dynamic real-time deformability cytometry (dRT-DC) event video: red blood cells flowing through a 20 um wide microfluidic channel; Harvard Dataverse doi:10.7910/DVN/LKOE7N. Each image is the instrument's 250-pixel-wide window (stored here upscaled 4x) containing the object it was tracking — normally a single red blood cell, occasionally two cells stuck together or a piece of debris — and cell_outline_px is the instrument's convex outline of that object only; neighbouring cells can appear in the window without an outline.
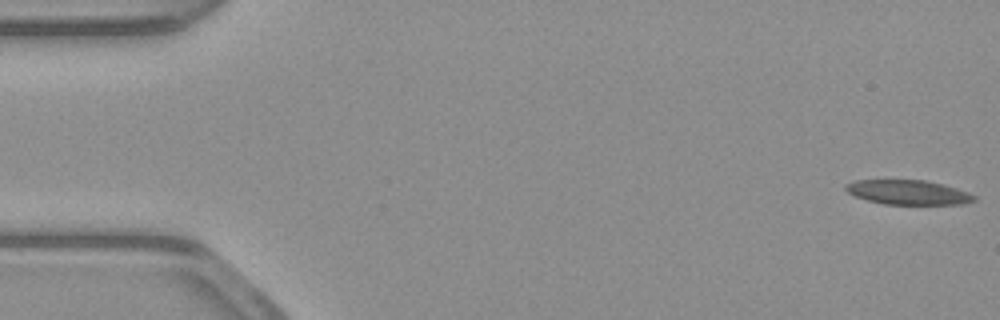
{"species": "common noctule bat (a hibernating species)", "species_latin": "Nyctalus noctula", "temperature_condition": "warm", "stored_images_in_passage": 53, "camera_frame_rate_fps": 3000, "um_per_image_px": 0.085, "animal": {"sex": "male", "body_mass_g": 23.1, "forearm_length_mm": 52.7}, "frame": {"image": 1, "passage_image": 1, "time_ms": 0.0, "image_size_px": [1000, 320], "cell_outline_px": [[976, 200], [964, 204], [884, 204], [868, 200], [856, 196], [848, 192], [844, 188], [844, 184], [856, 180], [924, 180], [956, 188], [968, 192], [976, 196]], "centroid_in_image_um": [77.19, 16.35], "position_along_channel_um": 7.8, "area_um2": 18.21}}
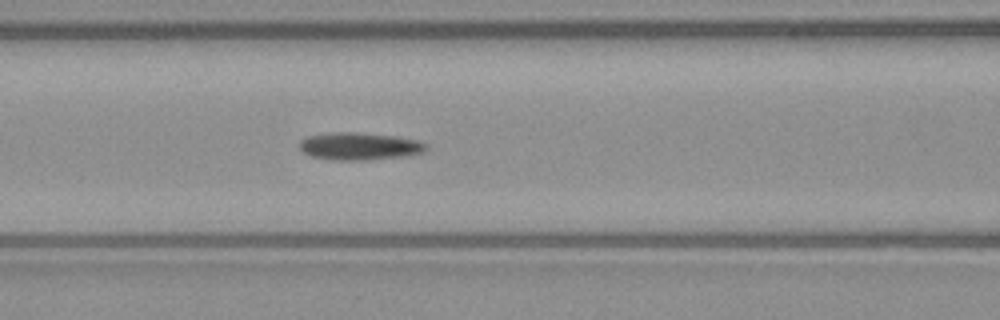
{"frame": {"image": 2, "passage_image": 22, "time_ms": 7.0, "image_size_px": [1000, 320], "cell_outline_px": [[428, 148], [424, 152], [412, 156], [368, 160], [332, 160], [308, 156], [300, 148], [300, 140], [308, 136], [332, 132], [356, 132], [396, 136], [420, 140], [428, 144]], "centroid_in_image_um": [30.62, 12.44], "position_along_channel_um": 136.0, "area_um2": 20.75}}
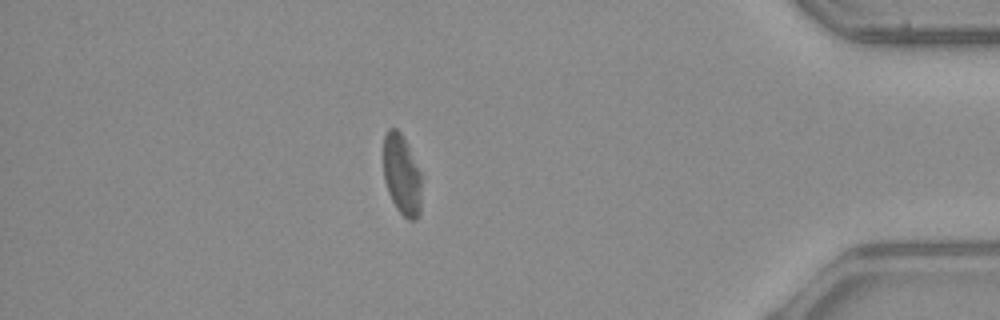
{"frame": {"image": 3, "passage_image": 46, "time_ms": 15.0, "image_size_px": [1000, 320], "cell_outline_px": [[424, 176], [420, 212], [416, 220], [408, 220], [396, 208], [388, 192], [384, 180], [384, 136], [388, 128], [396, 128], [400, 132]], "centroid_in_image_um": [34.2, 14.9], "position_along_channel_um": 401.0, "area_um2": 18.38}}